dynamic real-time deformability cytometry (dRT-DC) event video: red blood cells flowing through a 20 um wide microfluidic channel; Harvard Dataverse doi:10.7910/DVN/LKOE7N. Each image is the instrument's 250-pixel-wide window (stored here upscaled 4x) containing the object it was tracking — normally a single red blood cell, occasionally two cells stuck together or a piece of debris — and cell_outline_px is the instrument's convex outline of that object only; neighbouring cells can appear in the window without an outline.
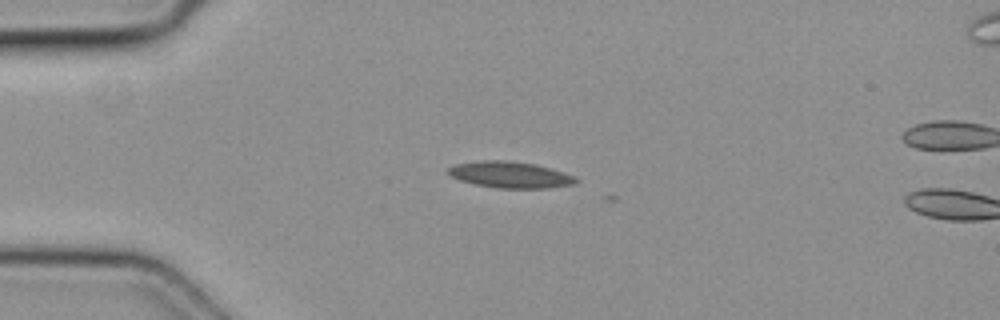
{"species": "common noctule bat (a hibernating species)", "species_latin": "Nyctalus noctula", "temperature_condition": "cold", "stored_images_in_passage": 4, "camera_frame_rate_fps": 3000, "um_per_image_px": 0.085, "animal": {"sex": "female", "body_mass_g": 19.3, "forearm_length_mm": 54.1}, "frame": {"image": 1, "passage_image": 3, "time_ms": 0.667, "image_size_px": [1000, 320], "cell_outline_px": [[580, 180], [576, 184], [548, 188], [496, 188], [476, 184], [460, 180], [448, 176], [448, 168], [456, 164], [484, 160], [500, 160], [536, 164], [564, 172], [576, 176]], "centroid_in_image_um": [43.4, 14.86], "position_along_channel_um": 41.6, "area_um2": 19.65}}